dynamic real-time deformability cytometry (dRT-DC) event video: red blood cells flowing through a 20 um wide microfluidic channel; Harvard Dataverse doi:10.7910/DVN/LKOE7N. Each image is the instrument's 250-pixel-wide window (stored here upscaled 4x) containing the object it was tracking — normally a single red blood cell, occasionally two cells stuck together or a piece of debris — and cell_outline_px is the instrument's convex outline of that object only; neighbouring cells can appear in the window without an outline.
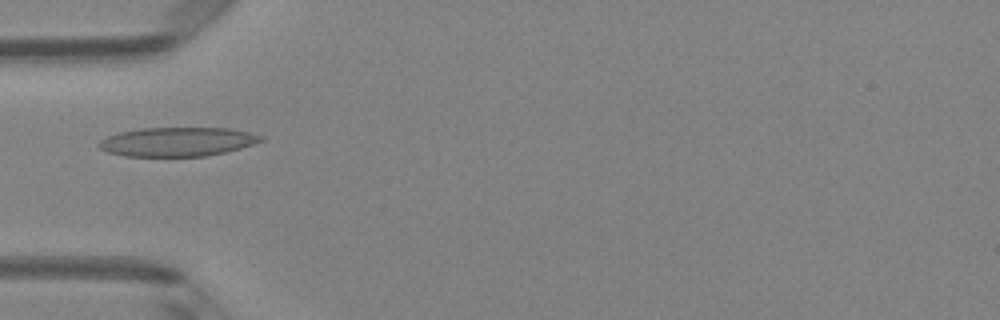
{"species": "Egyptian fruit bat (a non-hibernating species)", "species_latin": "Rousettus aegyptiacus", "temperature_condition": "room temperature", "stored_images_in_passage": 4, "camera_frame_rate_fps": 3000, "um_per_image_px": 0.085, "animal": {"sex": "female"}, "frame": {"image": 1, "passage_image": 4, "time_ms": 1.0, "image_size_px": [1000, 320], "cell_outline_px": [[264, 140], [240, 148], [224, 152], [204, 156], [124, 156], [108, 152], [100, 148], [96, 144], [100, 140], [108, 136], [120, 132], [140, 128], [228, 128], [248, 132], [264, 136]], "centroid_in_image_um": [15.06, 12.04], "position_along_channel_um": 69.9, "area_um2": 27.28}}